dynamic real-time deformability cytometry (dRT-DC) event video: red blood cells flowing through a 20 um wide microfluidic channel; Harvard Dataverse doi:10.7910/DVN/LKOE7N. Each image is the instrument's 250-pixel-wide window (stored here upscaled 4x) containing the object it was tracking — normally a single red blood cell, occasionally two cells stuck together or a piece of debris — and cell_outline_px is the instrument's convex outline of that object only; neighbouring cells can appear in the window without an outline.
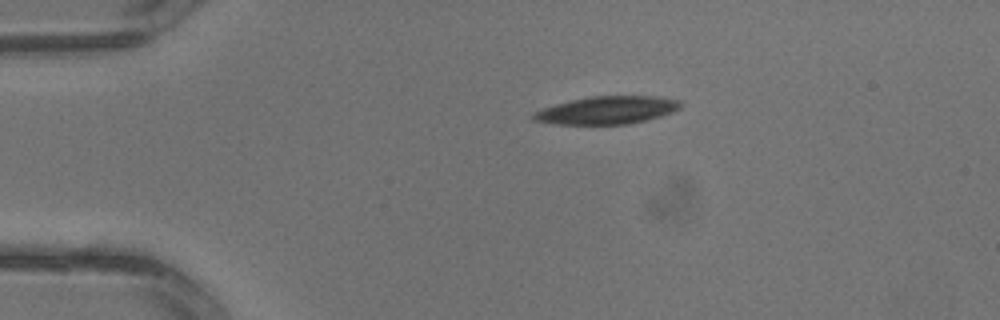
{"species": "common noctule bat (a hibernating species)", "species_latin": "Nyctalus noctula", "temperature_condition": "warm", "stored_images_in_passage": 2, "camera_frame_rate_fps": 3000, "um_per_image_px": 0.085, "animal": {"sex": "male", "body_mass_g": 13.3}, "frame": {"image": 1, "passage_image": 1, "time_ms": 0.0, "image_size_px": [1000, 320], "cell_outline_px": [[680, 108], [672, 112], [648, 120], [628, 124], [556, 124], [532, 120], [532, 112], [556, 104], [588, 96], [656, 96], [680, 100]], "centroid_in_image_um": [51.59, 9.36], "position_along_channel_um": 33.4, "area_um2": 23.76}}